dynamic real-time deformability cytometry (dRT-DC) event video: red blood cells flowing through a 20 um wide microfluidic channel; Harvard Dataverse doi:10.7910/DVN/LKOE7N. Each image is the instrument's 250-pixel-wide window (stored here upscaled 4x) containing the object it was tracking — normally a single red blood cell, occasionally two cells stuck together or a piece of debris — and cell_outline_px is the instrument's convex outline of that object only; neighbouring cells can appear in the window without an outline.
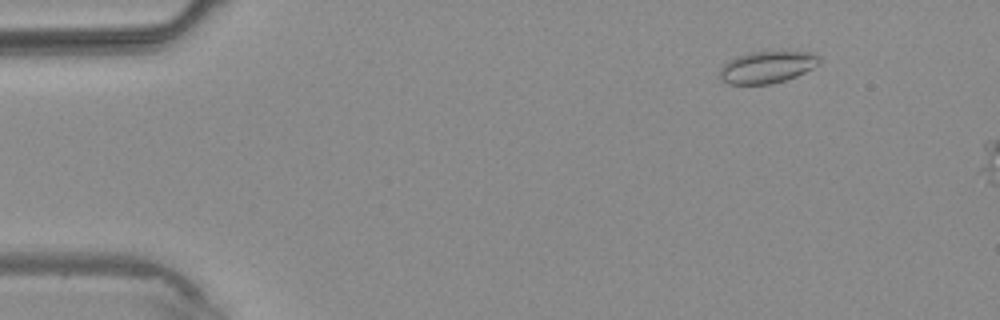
{"species": "common noctule bat (a hibernating species)", "species_latin": "Nyctalus noctula", "temperature_condition": "warm", "stored_images_in_passage": 3, "camera_frame_rate_fps": 3000, "um_per_image_px": 0.085, "animal": {"sex": "male", "body_mass_g": 20.4}, "frame": {"image": 1, "passage_image": 2, "time_ms": 1.0, "image_size_px": [1000, 320], "cell_outline_px": [[820, 64], [796, 76], [772, 84], [728, 84], [720, 80], [720, 68], [728, 60], [736, 56], [748, 52], [780, 48], [788, 48], [812, 52], [820, 56]], "centroid_in_image_um": [65.25, 5.63], "position_along_channel_um": 19.8, "area_um2": 19.59}}